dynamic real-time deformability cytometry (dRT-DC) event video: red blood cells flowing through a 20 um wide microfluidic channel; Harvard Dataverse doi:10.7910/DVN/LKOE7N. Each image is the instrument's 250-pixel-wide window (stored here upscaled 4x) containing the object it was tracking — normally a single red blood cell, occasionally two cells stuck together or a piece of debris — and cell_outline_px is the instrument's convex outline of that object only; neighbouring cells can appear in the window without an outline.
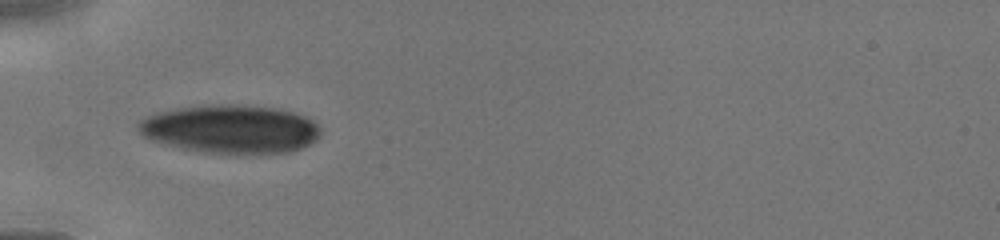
{"species": "human", "species_latin": "Homo sapiens", "temperature_condition": "cold", "stored_images_in_passage": 11, "camera_frame_rate_fps": 3000, "um_per_image_px": 0.085, "donor": {"sex": "male"}, "frame": {"image": 1, "passage_image": 1, "time_ms": 0.0, "image_size_px": [1000, 240], "cell_outline_px": [[320, 136], [316, 140], [292, 152], [208, 152], [180, 148], [164, 144], [152, 140], [144, 136], [136, 128], [136, 124], [140, 120], [156, 112], [176, 108], [208, 104], [236, 104], [280, 108], [296, 112], [312, 120], [320, 128]], "centroid_in_image_um": [19.58, 10.93], "position_along_channel_um": 65.4, "area_um2": 51.33}}
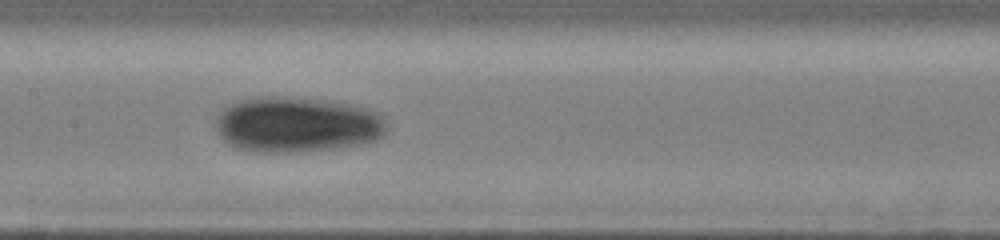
{"frame": {"image": 2, "passage_image": 7, "time_ms": 2.667, "image_size_px": [1000, 240], "cell_outline_px": [[388, 128], [384, 136], [376, 140], [360, 144], [332, 148], [300, 152], [252, 152], [236, 148], [228, 144], [216, 132], [216, 116], [224, 108], [240, 100], [260, 96], [272, 96], [324, 100], [352, 104], [368, 108], [380, 112], [384, 116], [388, 124]], "centroid_in_image_um": [25.27, 10.59], "position_along_channel_um": 182.1, "area_um2": 55.89}}
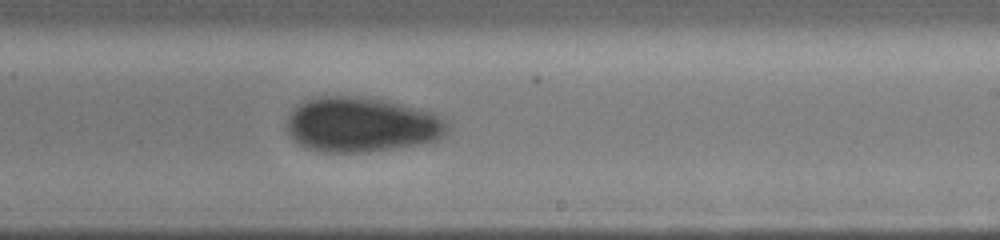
{"frame": {"image": 3, "passage_image": 11, "time_ms": 4.333, "image_size_px": [1000, 240], "cell_outline_px": [[448, 132], [444, 136], [436, 140], [416, 144], [368, 152], [316, 152], [304, 148], [292, 140], [288, 136], [284, 128], [288, 116], [300, 104], [316, 96], [356, 96], [388, 100], [432, 112], [444, 116], [448, 120]], "centroid_in_image_um": [30.71, 10.6], "position_along_channel_um": 258.3, "area_um2": 52.08}}